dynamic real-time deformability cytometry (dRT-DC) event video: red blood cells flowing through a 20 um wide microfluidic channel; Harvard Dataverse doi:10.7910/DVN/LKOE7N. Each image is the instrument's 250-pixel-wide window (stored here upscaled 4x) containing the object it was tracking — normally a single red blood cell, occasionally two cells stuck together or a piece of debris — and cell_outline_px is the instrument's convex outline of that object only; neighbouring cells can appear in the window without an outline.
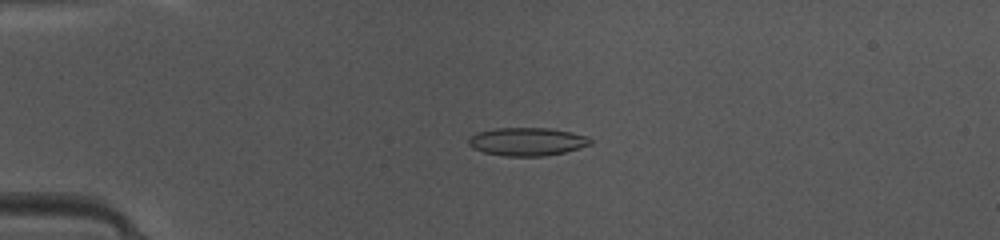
{"species": "common noctule bat (a hibernating species)", "species_latin": "Nyctalus noctula", "temperature_condition": "warm", "stored_images_in_passage": 48, "camera_frame_rate_fps": 3000, "um_per_image_px": 0.085, "animal": {"sex": "female", "body_mass_g": 10.0, "forearm_length_mm": 53.1}, "frame": {"image": 1, "passage_image": 12, "time_ms": 3.667, "image_size_px": [1000, 240], "cell_outline_px": [[592, 144], [580, 148], [564, 152], [544, 156], [504, 156], [484, 152], [472, 148], [468, 144], [468, 136], [476, 132], [496, 128], [552, 128], [572, 132], [588, 136], [592, 140]], "centroid_in_image_um": [44.8, 12.03], "position_along_channel_um": 40.2, "area_um2": 20.23}}
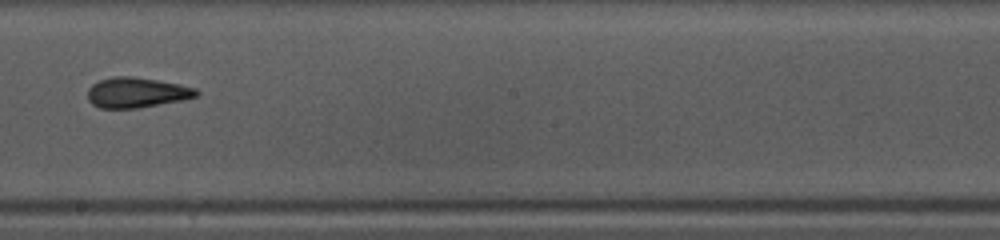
{"frame": {"image": 2, "passage_image": 28, "time_ms": 9.0, "image_size_px": [1000, 240], "cell_outline_px": [[200, 92], [196, 96], [180, 100], [136, 108], [100, 108], [92, 104], [88, 100], [88, 88], [92, 84], [100, 80], [112, 76], [132, 76], [180, 84], [196, 88]], "centroid_in_image_um": [11.58, 7.85], "position_along_channel_um": 236.6, "area_um2": 19.02}}
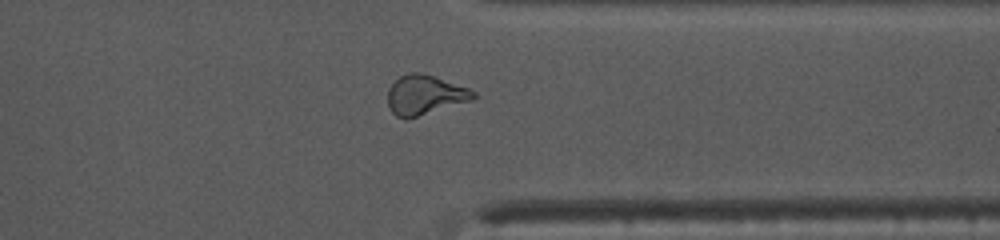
{"frame": {"image": 3, "passage_image": 38, "time_ms": 12.333, "image_size_px": [1000, 240], "cell_outline_px": [[476, 96], [472, 100], [416, 116], [396, 116], [392, 112], [388, 104], [388, 88], [400, 76], [412, 72], [416, 72], [432, 76], [468, 88], [476, 92]], "centroid_in_image_um": [36.11, 8.05], "position_along_channel_um": 375.3, "area_um2": 19.02}, "authors_computed_cell_mechanics": {"area_um2": 19.2185, "velocity_mm_per_s": 4.1954, "shape_relaxation_time_tau1_ms": 4.7793, "shape_relaxation_time_tau2_ms": 1.3388, "deformation_change_tau1": 0.1863, "deformation_change_tau2": 0.0827}}